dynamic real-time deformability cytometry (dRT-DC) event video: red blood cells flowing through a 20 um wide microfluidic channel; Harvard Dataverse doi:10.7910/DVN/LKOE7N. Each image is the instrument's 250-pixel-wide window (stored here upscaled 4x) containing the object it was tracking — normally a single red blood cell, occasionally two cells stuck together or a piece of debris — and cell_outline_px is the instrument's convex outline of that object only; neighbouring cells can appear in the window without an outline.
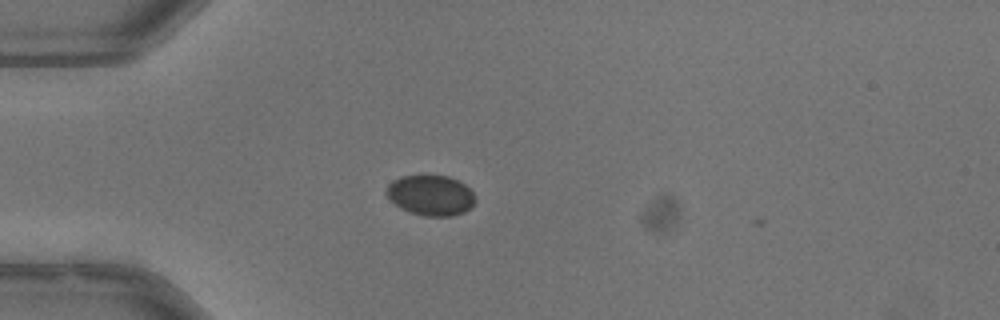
{"species": "common noctule bat (a hibernating species)", "species_latin": "Nyctalus noctula", "temperature_condition": "warm", "stored_images_in_passage": 35, "camera_frame_rate_fps": 3000, "um_per_image_px": 0.085, "animal": {"sex": "male", "body_mass_g": 13.3}, "frame": {"image": 1, "passage_image": 1, "time_ms": 0.0, "image_size_px": [1000, 320], "cell_outline_px": [[476, 200], [464, 212], [452, 216], [424, 216], [408, 212], [400, 208], [384, 192], [388, 184], [392, 180], [400, 176], [448, 176], [464, 184], [476, 196]], "centroid_in_image_um": [36.58, 16.6], "position_along_channel_um": 48.4, "area_um2": 20.81}}
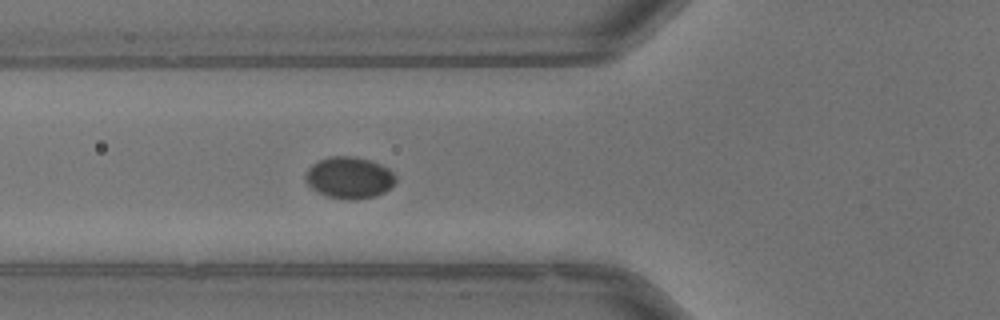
{"frame": {"image": 2, "passage_image": 6, "time_ms": 1.667, "image_size_px": [1000, 320], "cell_outline_px": [[396, 180], [384, 192], [376, 196], [356, 200], [348, 200], [324, 196], [316, 192], [304, 180], [304, 176], [308, 168], [312, 164], [328, 156], [352, 156], [372, 160], [388, 168], [396, 176]], "centroid_in_image_um": [29.65, 15.11], "position_along_channel_um": 96.1, "area_um2": 22.14}}
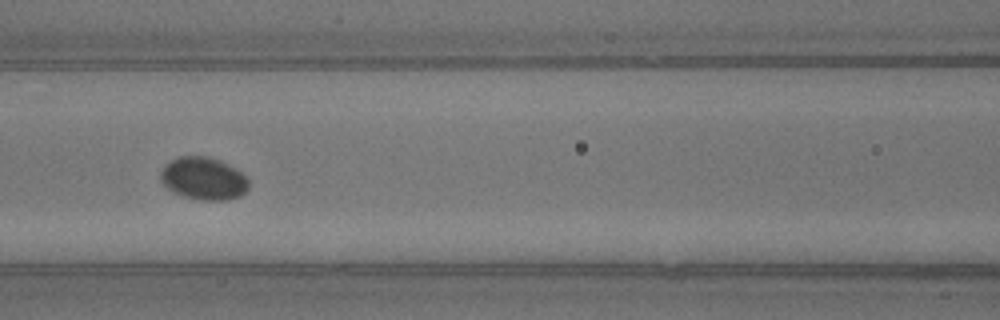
{"frame": {"image": 3, "passage_image": 10, "time_ms": 3.0, "image_size_px": [1000, 320], "cell_outline_px": [[248, 188], [240, 196], [228, 200], [200, 200], [184, 196], [172, 192], [160, 180], [160, 172], [164, 164], [168, 160], [176, 156], [208, 156], [220, 160], [228, 164], [240, 172], [248, 180]], "centroid_in_image_um": [17.25, 15.16], "position_along_channel_um": 149.3, "area_um2": 22.02}, "authors_computed_cell_mechanics": {"area_um2": 21.675, "velocity_mm_per_s": 3.9517, "shape_relaxation_time_tau1_ms": null, "shape_relaxation_time_tau2_ms": 8.8991, "deformation_change_tau1": null, "deformation_change_tau2": 0.0719}}